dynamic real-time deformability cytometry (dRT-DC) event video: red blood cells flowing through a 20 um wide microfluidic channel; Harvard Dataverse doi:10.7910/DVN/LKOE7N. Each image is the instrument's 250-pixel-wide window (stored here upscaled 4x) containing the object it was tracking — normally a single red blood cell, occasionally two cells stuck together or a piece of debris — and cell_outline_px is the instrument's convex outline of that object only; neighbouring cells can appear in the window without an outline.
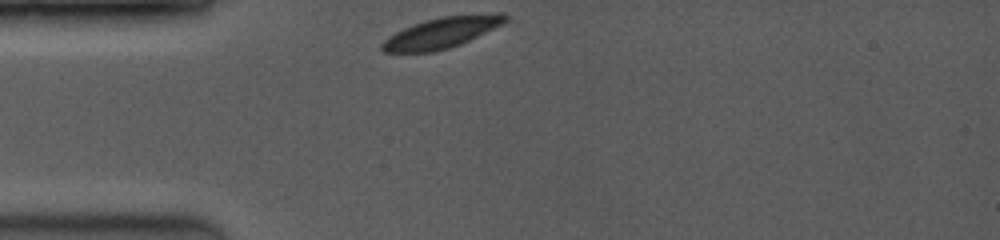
{"species": "common noctule bat (a hibernating species)", "species_latin": "Nyctalus noctula", "temperature_condition": "room temperature", "stored_images_in_passage": 2, "camera_frame_rate_fps": 3500, "um_per_image_px": 0.085, "animal": {"sex": "female", "body_mass_g": 19.0, "forearm_length_mm": 53.3}, "frame": {"image": 1, "passage_image": 1, "time_ms": 0.0, "image_size_px": [1000, 240], "cell_outline_px": [[508, 20], [460, 44], [448, 48], [432, 52], [384, 52], [380, 48], [380, 44], [388, 36], [412, 24], [424, 20], [440, 16], [496, 12], [504, 12], [508, 16]], "centroid_in_image_um": [37.52, 2.75], "position_along_channel_um": 47.5, "area_um2": 22.08}}